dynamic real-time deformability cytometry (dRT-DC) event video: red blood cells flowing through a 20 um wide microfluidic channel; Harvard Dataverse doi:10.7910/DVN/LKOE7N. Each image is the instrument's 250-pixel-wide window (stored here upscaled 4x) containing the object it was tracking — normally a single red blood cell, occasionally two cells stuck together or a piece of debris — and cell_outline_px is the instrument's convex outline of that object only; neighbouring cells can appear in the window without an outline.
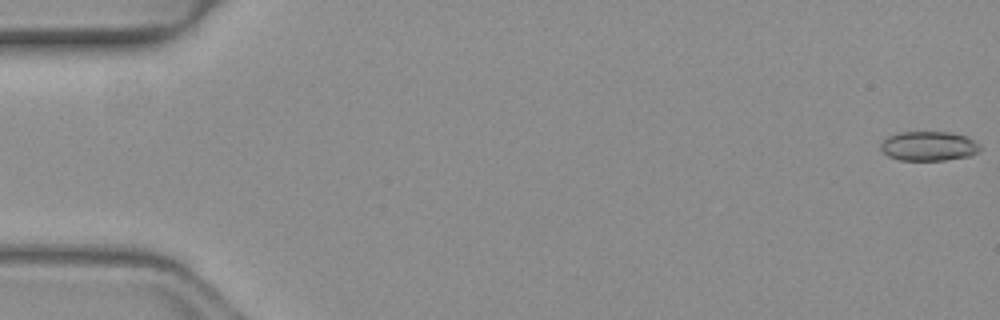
{"species": "common noctule bat (a hibernating species)", "species_latin": "Nyctalus noctula", "temperature_condition": "warm", "stored_images_in_passage": 51, "camera_frame_rate_fps": 3000, "um_per_image_px": 0.085, "animal": {"sex": "female", "body_mass_g": 19.3, "forearm_length_mm": 54.1}, "frame": {"image": 1, "passage_image": 1, "time_ms": 0.0, "image_size_px": [1000, 320], "cell_outline_px": [[980, 148], [976, 152], [968, 156], [944, 160], [900, 160], [888, 156], [880, 148], [880, 144], [888, 136], [900, 132], [948, 132], [968, 136], [980, 144]], "centroid_in_image_um": [78.94, 12.41], "position_along_channel_um": 6.1, "area_um2": 16.99}}
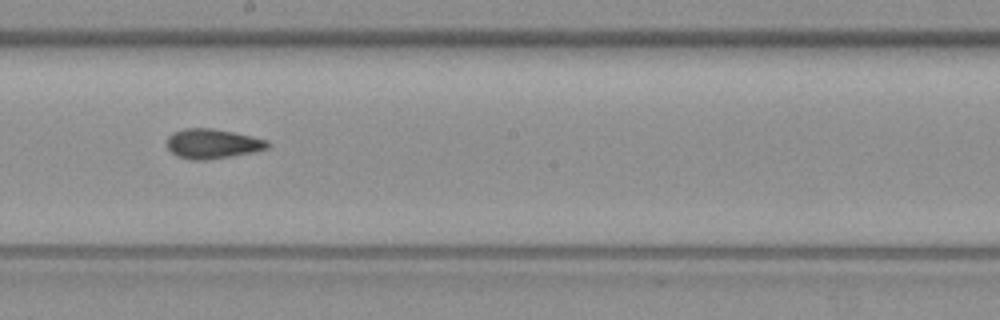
{"frame": {"image": 2, "passage_image": 29, "time_ms": 9.333, "image_size_px": [1000, 320], "cell_outline_px": [[272, 144], [268, 148], [252, 152], [204, 160], [192, 160], [176, 156], [168, 148], [168, 136], [172, 132], [184, 128], [212, 128], [252, 136], [268, 140]], "centroid_in_image_um": [18.06, 12.21], "position_along_channel_um": 230.1, "area_um2": 17.34}}
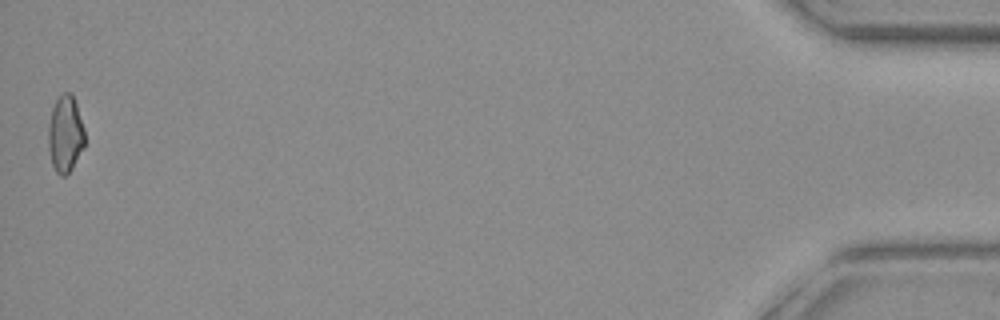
{"frame": {"image": 3, "passage_image": 51, "time_ms": 16.667, "image_size_px": [1000, 320], "cell_outline_px": [[84, 148], [72, 168], [64, 176], [60, 176], [56, 172], [52, 164], [48, 148], [48, 124], [52, 108], [56, 100], [64, 92], [72, 92], [84, 128]], "centroid_in_image_um": [5.54, 11.39], "position_along_channel_um": 429.7, "area_um2": 16.36}, "authors_computed_cell_mechanics": {"area_um2": 17.051, "velocity_mm_per_s": 4.0909, "shape_relaxation_time_tau1_ms": null, "shape_relaxation_time_tau2_ms": 3.3298, "deformation_change_tau1": null, "deformation_change_tau2": 0.0774}}